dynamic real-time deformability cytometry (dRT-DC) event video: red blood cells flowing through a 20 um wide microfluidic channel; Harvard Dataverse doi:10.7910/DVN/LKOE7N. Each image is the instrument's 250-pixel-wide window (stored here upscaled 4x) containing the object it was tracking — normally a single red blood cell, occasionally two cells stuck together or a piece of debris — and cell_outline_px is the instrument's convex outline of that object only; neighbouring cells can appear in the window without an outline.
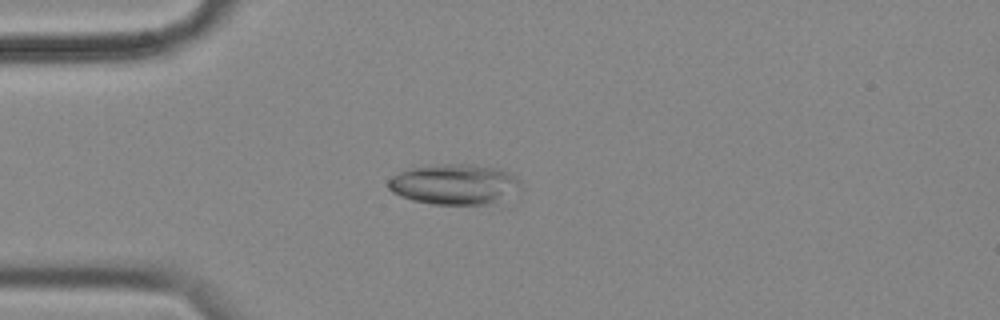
{"species": "common noctule bat (a hibernating species)", "species_latin": "Nyctalus noctula", "temperature_condition": "cold", "stored_images_in_passage": 38, "camera_frame_rate_fps": 3000, "um_per_image_px": 0.085, "animal": {"sex": "female", "body_mass_g": 18.4}, "frame": {"image": 1, "passage_image": 5, "time_ms": 1.333, "image_size_px": [1000, 320], "cell_outline_px": [[524, 192], [488, 204], [432, 204], [412, 200], [400, 196], [392, 192], [388, 188], [388, 180], [392, 176], [400, 172], [412, 168], [444, 164], [472, 164], [492, 168], [504, 172], [520, 180], [524, 188]], "centroid_in_image_um": [38.67, 15.69], "position_along_channel_um": 46.3, "area_um2": 31.21}}
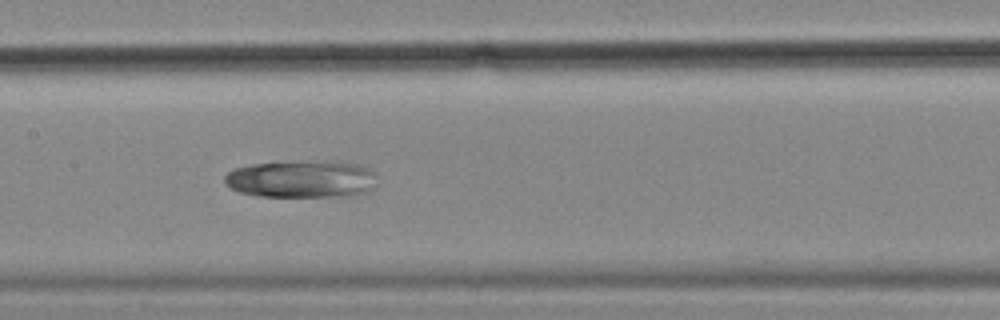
{"frame": {"image": 2, "passage_image": 18, "time_ms": 5.667, "image_size_px": [1000, 320], "cell_outline_px": [[372, 188], [368, 192], [348, 196], [260, 196], [240, 192], [232, 188], [224, 180], [224, 176], [228, 172], [236, 168], [252, 164], [328, 160], [340, 160], [356, 164], [372, 172]], "centroid_in_image_um": [25.61, 15.21], "position_along_channel_um": 181.8, "area_um2": 32.77}}
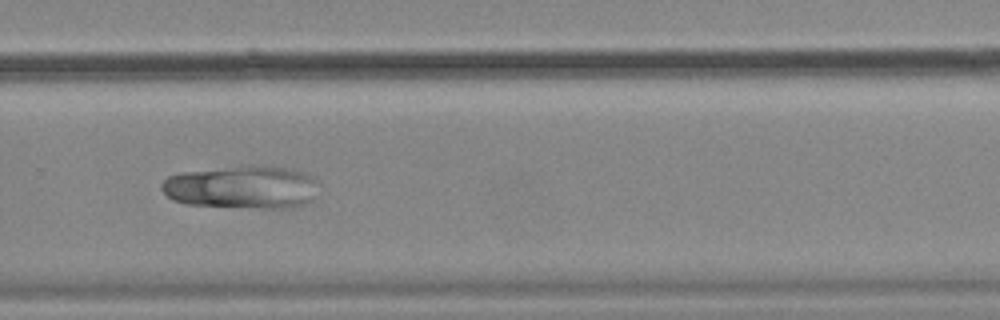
{"frame": {"image": 3, "passage_image": 29, "time_ms": 9.333, "image_size_px": [1000, 320], "cell_outline_px": [[312, 200], [304, 204], [292, 208], [260, 208], [184, 204], [172, 200], [160, 188], [160, 184], [168, 176], [180, 172], [240, 164], [264, 164], [292, 168], [304, 172], [312, 180]], "centroid_in_image_um": [20.47, 15.87], "position_along_channel_um": 309.3, "area_um2": 39.82}}